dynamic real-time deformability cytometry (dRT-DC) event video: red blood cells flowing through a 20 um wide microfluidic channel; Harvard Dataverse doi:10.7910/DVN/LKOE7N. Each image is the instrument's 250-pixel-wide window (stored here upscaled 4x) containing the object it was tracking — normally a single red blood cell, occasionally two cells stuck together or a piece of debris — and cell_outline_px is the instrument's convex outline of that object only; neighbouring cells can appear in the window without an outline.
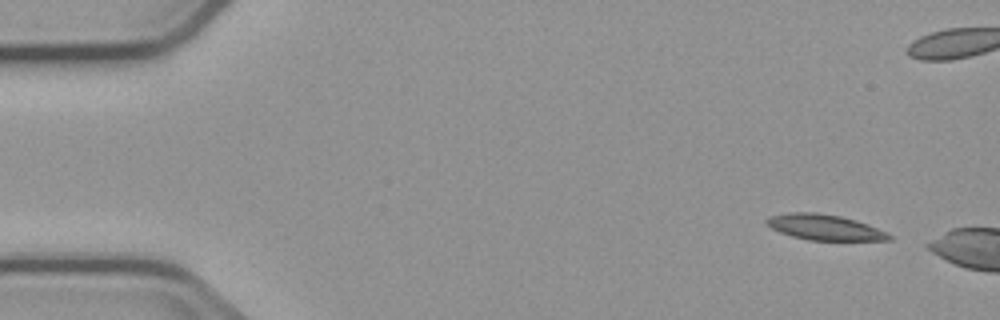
{"species": "common noctule bat (a hibernating species)", "species_latin": "Nyctalus noctula", "temperature_condition": "cold", "stored_images_in_passage": 2, "camera_frame_rate_fps": 3000, "um_per_image_px": 0.085, "animal": {"sex": "male", "body_mass_g": 23.1, "forearm_length_mm": 52.7}, "frame": {"image": 1, "passage_image": 1, "time_ms": 0.0, "image_size_px": [1000, 320], "cell_outline_px": [[892, 240], [808, 240], [792, 236], [780, 232], [764, 224], [764, 220], [768, 216], [788, 212], [816, 212], [840, 216], [856, 220], [868, 224], [892, 236]], "centroid_in_image_um": [70.02, 19.31], "position_along_channel_um": 15.0, "area_um2": 18.26}}